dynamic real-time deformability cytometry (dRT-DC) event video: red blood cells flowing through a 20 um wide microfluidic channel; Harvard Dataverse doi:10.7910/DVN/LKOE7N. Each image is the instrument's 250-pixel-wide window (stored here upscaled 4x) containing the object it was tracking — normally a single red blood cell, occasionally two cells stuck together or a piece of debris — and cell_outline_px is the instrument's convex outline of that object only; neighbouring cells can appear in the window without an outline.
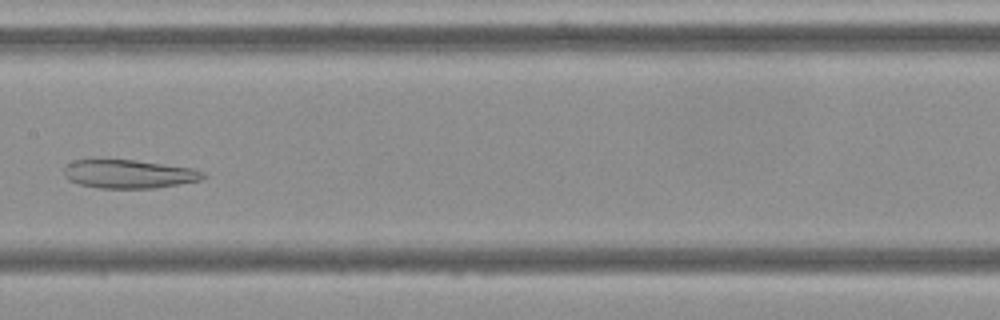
{"species": "Egyptian fruit bat (a non-hibernating species)", "species_latin": "Rousettus aegyptiacus", "temperature_condition": "cold", "stored_images_in_passage": 6, "camera_frame_rate_fps": 3000, "um_per_image_px": 0.085, "frame": {"image": 1, "passage_image": 6, "time_ms": 6.0, "image_size_px": [1000, 320], "cell_outline_px": [[208, 176], [200, 180], [156, 188], [100, 188], [80, 184], [68, 180], [64, 176], [64, 168], [72, 160], [92, 156], [136, 160], [192, 168], [204, 172]], "centroid_in_image_um": [10.87, 14.74], "position_along_channel_um": 196.5, "area_um2": 23.99}}